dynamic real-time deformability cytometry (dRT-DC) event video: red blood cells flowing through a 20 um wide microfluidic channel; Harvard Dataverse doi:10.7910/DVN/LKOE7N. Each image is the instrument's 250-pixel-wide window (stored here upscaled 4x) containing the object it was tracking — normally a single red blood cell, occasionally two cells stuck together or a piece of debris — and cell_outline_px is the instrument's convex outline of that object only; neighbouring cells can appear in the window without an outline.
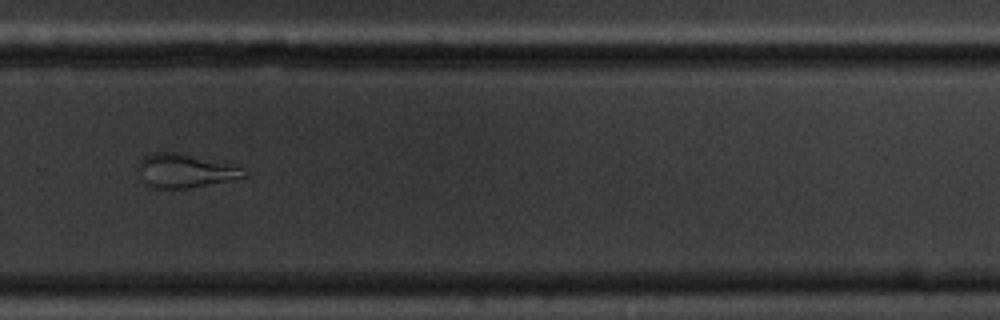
{"species": "common noctule bat (a hibernating species)", "species_latin": "Nyctalus noctula", "temperature_condition": "cold", "stored_images_in_passage": 13, "camera_frame_rate_fps": 3000, "um_per_image_px": 0.085, "animal": {"sex": "male", "body_mass_g": 20.1, "forearm_length_mm": 53.5}, "frame": {"image": 1, "passage_image": 11, "time_ms": 12.667, "image_size_px": [1000, 320], "cell_outline_px": [[248, 176], [188, 188], [156, 188], [144, 184], [136, 168], [136, 164], [144, 156], [152, 152], [184, 152], [240, 168]], "centroid_in_image_um": [15.6, 14.5], "position_along_channel_um": 314.2, "area_um2": 20.69}}
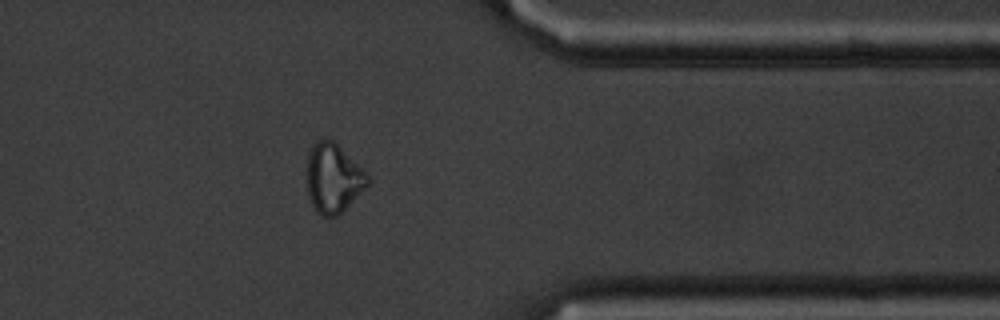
{"frame": {"image": 2, "passage_image": 13, "time_ms": 15.0, "image_size_px": [1000, 320], "cell_outline_px": [[372, 180], [336, 216], [320, 216], [316, 212], [308, 196], [308, 152], [312, 144], [316, 140], [332, 140], [364, 168], [368, 172]], "centroid_in_image_um": [28.34, 15.12], "position_along_channel_um": 383.1, "area_um2": 24.28}, "authors_computed_cell_mechanics": {"area_um2": 20.6924, "velocity_mm_per_s": 3.4367, "shape_relaxation_time_tau1_ms": null, "shape_relaxation_time_tau2_ms": 2.55, "deformation_change_tau1": null, "deformation_change_tau2": 0.1049}}